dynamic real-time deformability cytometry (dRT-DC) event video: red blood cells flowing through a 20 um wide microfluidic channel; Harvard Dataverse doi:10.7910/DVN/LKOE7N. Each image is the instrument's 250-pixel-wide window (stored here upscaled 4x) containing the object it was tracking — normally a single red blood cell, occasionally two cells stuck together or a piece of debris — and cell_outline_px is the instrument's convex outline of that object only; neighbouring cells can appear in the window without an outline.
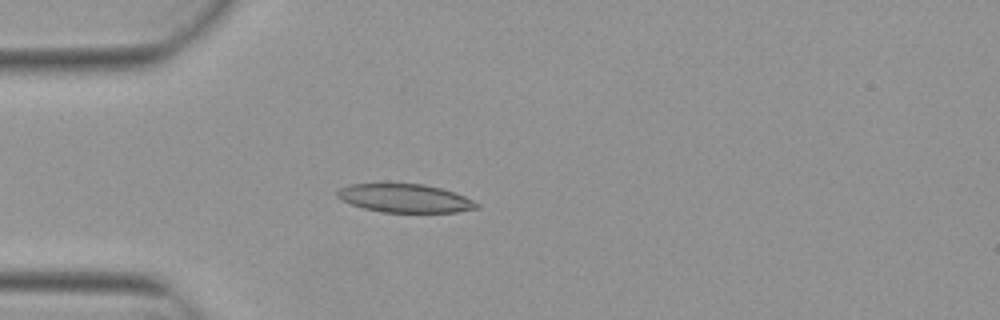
{"species": "Egyptian fruit bat (a non-hibernating species)", "species_latin": "Rousettus aegyptiacus", "temperature_condition": "warm", "stored_images_in_passage": 4, "camera_frame_rate_fps": 3000, "um_per_image_px": 0.085, "animal": {"sex": "female"}, "frame": {"image": 1, "passage_image": 4, "time_ms": 1.0, "image_size_px": [1000, 320], "cell_outline_px": [[480, 208], [456, 212], [384, 212], [364, 208], [352, 204], [336, 196], [336, 192], [340, 188], [352, 184], [424, 184], [440, 188], [464, 196], [480, 204]], "centroid_in_image_um": [34.45, 16.86], "position_along_channel_um": 50.5, "area_um2": 22.77}}